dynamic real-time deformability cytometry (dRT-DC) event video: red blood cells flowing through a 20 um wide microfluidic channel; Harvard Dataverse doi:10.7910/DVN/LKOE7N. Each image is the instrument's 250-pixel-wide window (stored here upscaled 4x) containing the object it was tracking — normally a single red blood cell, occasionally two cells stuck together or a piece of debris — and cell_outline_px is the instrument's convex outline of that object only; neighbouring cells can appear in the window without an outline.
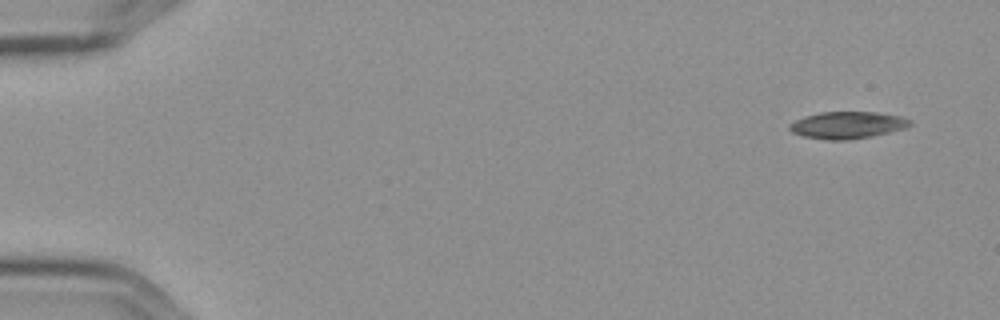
{"species": "Egyptian fruit bat (a non-hibernating species)", "species_latin": "Rousettus aegyptiacus", "temperature_condition": "cold", "stored_images_in_passage": 5, "camera_frame_rate_fps": 3000, "um_per_image_px": 0.085, "frame": {"image": 1, "passage_image": 1, "time_ms": 0.0, "image_size_px": [1000, 320], "cell_outline_px": [[912, 124], [908, 128], [872, 136], [848, 140], [828, 140], [804, 136], [792, 132], [788, 128], [788, 124], [804, 116], [820, 112], [876, 112], [900, 116], [912, 120]], "centroid_in_image_um": [72.05, 10.63], "position_along_channel_um": 12.9, "area_um2": 19.07}}
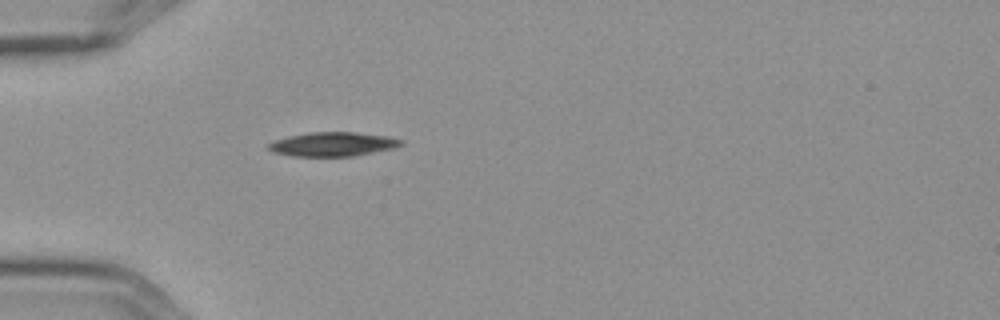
{"frame": {"image": 2, "passage_image": 5, "time_ms": 1.333, "image_size_px": [1000, 320], "cell_outline_px": [[404, 144], [396, 148], [352, 156], [292, 156], [272, 152], [268, 148], [268, 144], [276, 140], [288, 136], [308, 132], [356, 132], [388, 136], [404, 140]], "centroid_in_image_um": [28.33, 12.25], "position_along_channel_um": 56.7, "area_um2": 18.73}}